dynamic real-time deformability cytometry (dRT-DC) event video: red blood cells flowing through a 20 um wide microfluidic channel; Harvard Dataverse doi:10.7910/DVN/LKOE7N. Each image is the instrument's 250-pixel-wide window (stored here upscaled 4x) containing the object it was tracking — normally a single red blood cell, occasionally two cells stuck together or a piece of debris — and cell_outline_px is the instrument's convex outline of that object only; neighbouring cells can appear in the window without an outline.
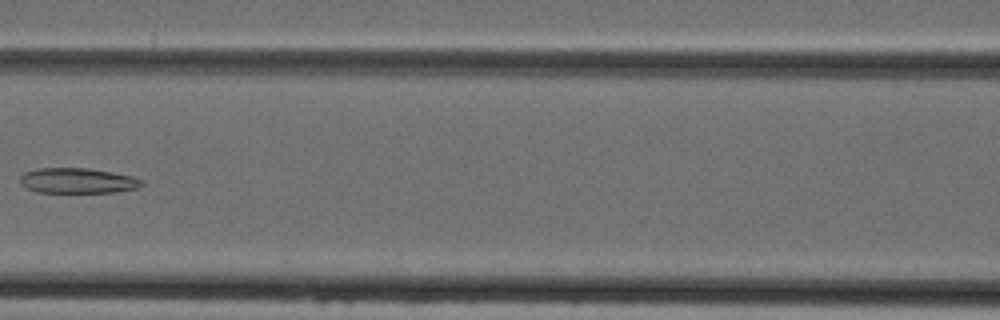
{"species": "Egyptian fruit bat (a non-hibernating species)", "species_latin": "Rousettus aegyptiacus", "temperature_condition": "cold", "stored_images_in_passage": 8, "camera_frame_rate_fps": 3000, "um_per_image_px": 0.085, "animal": {"sex": "female"}, "frame": {"image": 1, "passage_image": 7, "time_ms": 7.0, "image_size_px": [1000, 320], "cell_outline_px": [[144, 184], [136, 188], [116, 192], [36, 192], [20, 184], [20, 176], [24, 172], [36, 168], [84, 168], [132, 176], [144, 180]], "centroid_in_image_um": [6.57, 15.36], "position_along_channel_um": 160.0, "area_um2": 17.8}}